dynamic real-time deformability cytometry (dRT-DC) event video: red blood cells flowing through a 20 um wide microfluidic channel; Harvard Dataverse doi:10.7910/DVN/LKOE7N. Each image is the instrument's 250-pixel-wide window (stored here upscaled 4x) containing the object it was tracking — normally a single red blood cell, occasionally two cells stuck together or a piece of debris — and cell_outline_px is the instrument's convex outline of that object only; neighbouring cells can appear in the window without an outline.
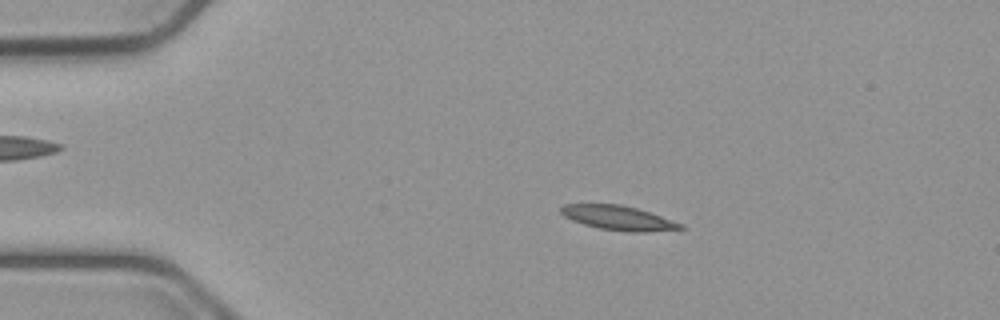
{"species": "common noctule bat (a hibernating species)", "species_latin": "Nyctalus noctula", "temperature_condition": "cold", "stored_images_in_passage": 49, "camera_frame_rate_fps": 3000, "um_per_image_px": 0.085, "animal": {"sex": "male", "body_mass_g": 23.1, "forearm_length_mm": 52.7}, "frame": {"image": 1, "passage_image": 5, "time_ms": 1.333, "image_size_px": [1000, 320], "cell_outline_px": [[688, 228], [644, 232], [632, 232], [600, 228], [584, 224], [572, 220], [564, 216], [560, 212], [560, 208], [564, 204], [620, 204], [636, 208], [684, 224]], "centroid_in_image_um": [52.57, 18.52], "position_along_channel_um": 32.4, "area_um2": 16.82}}
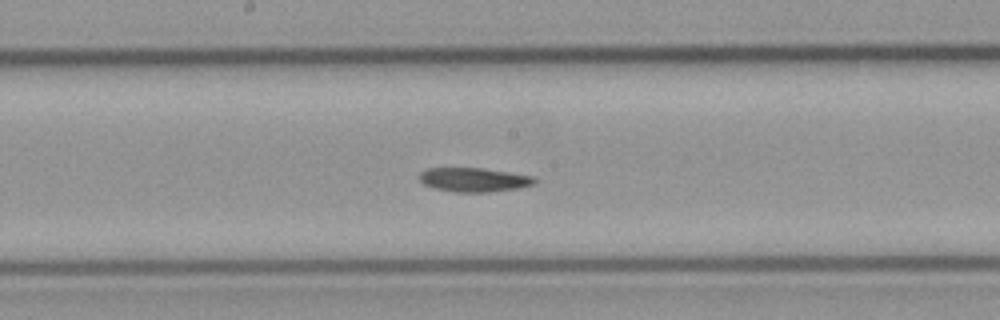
{"frame": {"image": 2, "passage_image": 23, "time_ms": 7.333, "image_size_px": [1000, 320], "cell_outline_px": [[536, 180], [532, 184], [516, 188], [488, 192], [456, 192], [436, 188], [424, 184], [420, 180], [420, 172], [428, 168], [480, 168], [532, 176]], "centroid_in_image_um": [40.23, 15.27], "position_along_channel_um": 208.0, "area_um2": 15.72}}
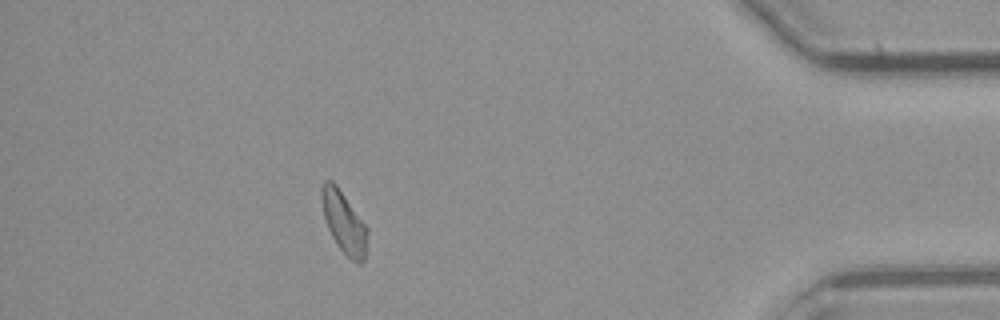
{"frame": {"image": 3, "passage_image": 43, "time_ms": 14.0, "image_size_px": [1000, 320], "cell_outline_px": [[368, 232], [364, 260], [360, 264], [352, 260], [336, 244], [328, 228], [324, 216], [320, 196], [320, 192], [324, 180], [332, 180], [336, 184], [368, 228]], "centroid_in_image_um": [29.22, 18.88], "position_along_channel_um": 406.0, "area_um2": 16.3}}